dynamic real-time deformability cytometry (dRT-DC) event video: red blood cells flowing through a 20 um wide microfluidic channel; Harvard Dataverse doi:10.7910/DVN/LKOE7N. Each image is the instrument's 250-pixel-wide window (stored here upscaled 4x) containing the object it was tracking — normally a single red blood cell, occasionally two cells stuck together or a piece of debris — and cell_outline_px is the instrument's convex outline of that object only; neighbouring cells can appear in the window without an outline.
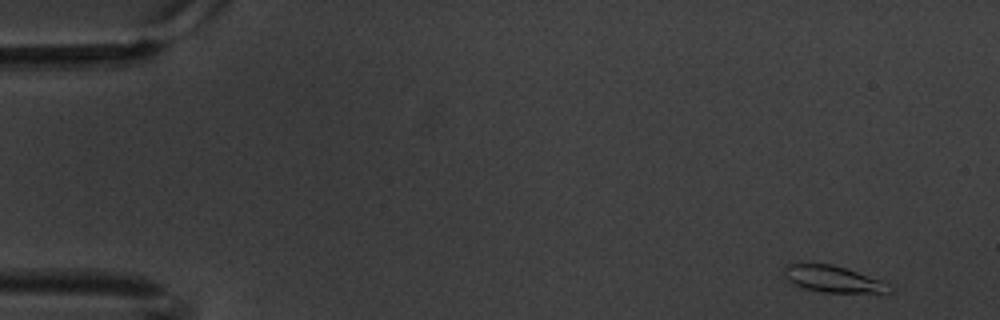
{"species": "common noctule bat (a hibernating species)", "species_latin": "Nyctalus noctula", "temperature_condition": "warm", "stored_images_in_passage": 5, "camera_frame_rate_fps": 3000, "um_per_image_px": 0.085, "animal": {"sex": "male", "body_mass_g": 20.1, "forearm_length_mm": 53.5}, "frame": {"image": 1, "passage_image": 1, "time_ms": 0.0, "image_size_px": [1000, 320], "cell_outline_px": [[892, 292], [820, 292], [804, 288], [788, 280], [784, 276], [784, 268], [788, 264], [832, 264], [880, 280]], "centroid_in_image_um": [70.72, 23.71], "position_along_channel_um": 14.3, "area_um2": 15.55}}